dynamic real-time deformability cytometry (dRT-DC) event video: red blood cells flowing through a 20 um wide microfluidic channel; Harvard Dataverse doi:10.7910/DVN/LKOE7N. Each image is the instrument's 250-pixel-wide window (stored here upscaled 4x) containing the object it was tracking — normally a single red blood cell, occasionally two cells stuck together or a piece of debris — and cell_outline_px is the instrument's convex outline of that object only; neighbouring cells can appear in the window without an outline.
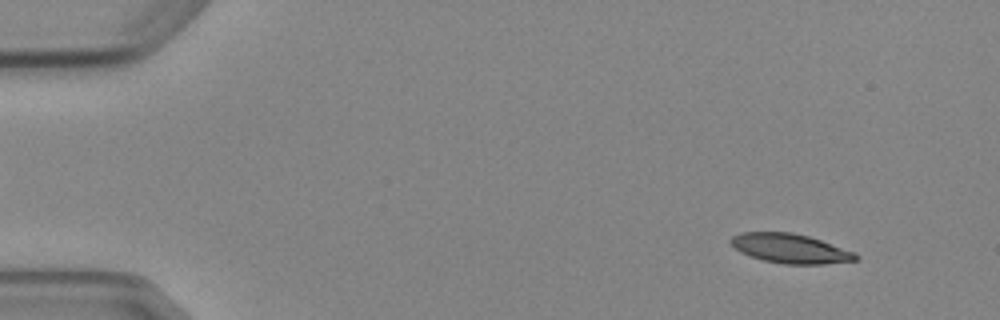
{"species": "Egyptian fruit bat (a non-hibernating species)", "species_latin": "Rousettus aegyptiacus", "temperature_condition": "cold", "stored_images_in_passage": 4, "camera_frame_rate_fps": 3000, "um_per_image_px": 0.085, "animal": {"sex": "female"}, "frame": {"image": 1, "passage_image": 1, "time_ms": 0.0, "image_size_px": [1000, 320], "cell_outline_px": [[860, 256], [856, 260], [824, 264], [784, 264], [764, 260], [740, 252], [728, 240], [732, 236], [740, 232], [792, 232], [808, 236], [856, 252]], "centroid_in_image_um": [67.18, 21.11], "position_along_channel_um": 17.8, "area_um2": 21.33}}
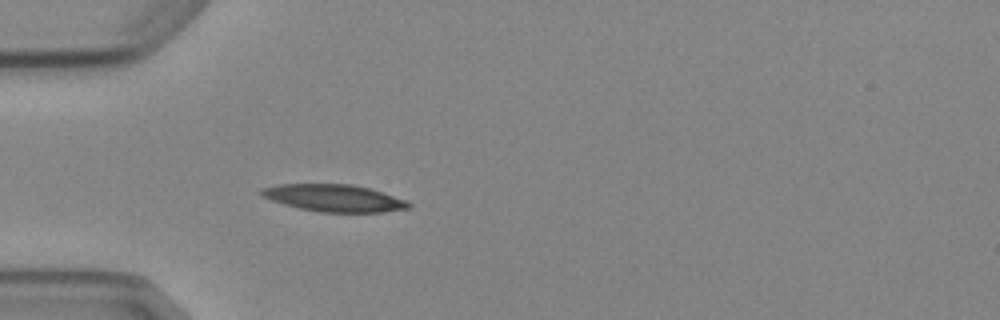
{"frame": {"image": 2, "passage_image": 4, "time_ms": 3.667, "image_size_px": [1000, 320], "cell_outline_px": [[412, 204], [408, 208], [380, 212], [320, 212], [300, 208], [284, 204], [260, 196], [260, 188], [280, 184], [352, 184], [368, 188], [408, 200]], "centroid_in_image_um": [28.38, 16.83], "position_along_channel_um": 56.6, "area_um2": 23.18}}